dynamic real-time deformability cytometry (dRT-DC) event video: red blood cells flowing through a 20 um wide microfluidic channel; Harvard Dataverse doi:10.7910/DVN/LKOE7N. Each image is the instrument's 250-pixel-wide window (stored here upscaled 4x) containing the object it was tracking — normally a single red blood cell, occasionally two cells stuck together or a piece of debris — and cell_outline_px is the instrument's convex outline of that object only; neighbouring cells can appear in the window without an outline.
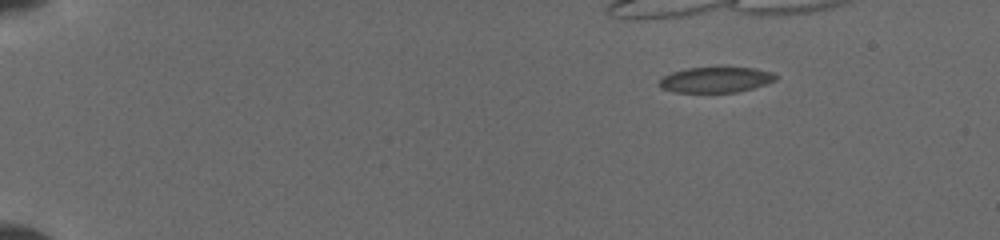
{"species": "common noctule bat (a hibernating species)", "species_latin": "Nyctalus noctula", "temperature_condition": "cold", "stored_images_in_passage": 39, "camera_frame_rate_fps": 3000, "um_per_image_px": 0.085, "animal": {"sex": "female", "body_mass_g": 19.5, "forearm_length_mm": 54.1}, "frame": {"image": 1, "passage_image": 1, "time_ms": 0.0, "image_size_px": [1000, 240], "cell_outline_px": [[776, 80], [752, 88], [736, 92], [672, 92], [660, 88], [660, 80], [664, 76], [672, 72], [684, 68], [720, 64], [724, 64], [756, 68], [772, 72], [776, 76]], "centroid_in_image_um": [60.84, 6.71], "position_along_channel_um": 24.2, "area_um2": 18.21}}